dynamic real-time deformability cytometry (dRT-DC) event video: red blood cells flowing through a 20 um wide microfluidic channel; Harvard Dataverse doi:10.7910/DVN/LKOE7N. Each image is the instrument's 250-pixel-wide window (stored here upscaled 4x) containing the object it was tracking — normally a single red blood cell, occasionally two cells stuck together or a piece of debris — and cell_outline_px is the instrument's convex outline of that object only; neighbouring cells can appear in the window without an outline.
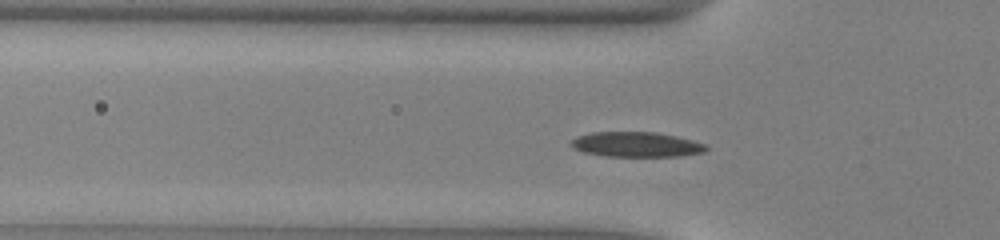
{"species": "common noctule bat (a hibernating species)", "species_latin": "Nyctalus noctula", "temperature_condition": "warm", "stored_images_in_passage": 46, "camera_frame_rate_fps": 3000, "um_per_image_px": 0.085, "animal": {"sex": "male", "body_mass_g": 13.0, "forearm_length_mm": 53.1}, "frame": {"image": 1, "passage_image": 10, "time_ms": 3.0, "image_size_px": [1000, 240], "cell_outline_px": [[708, 148], [704, 152], [680, 156], [604, 156], [584, 152], [572, 148], [572, 140], [576, 136], [592, 132], [656, 132], [676, 136], [692, 140], [704, 144]], "centroid_in_image_um": [54.07, 12.28], "position_along_channel_um": 71.7, "area_um2": 19.59}}
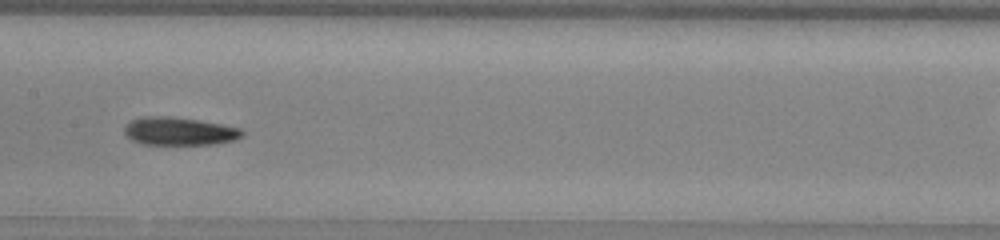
{"frame": {"image": 2, "passage_image": 19, "time_ms": 6.0, "image_size_px": [1000, 240], "cell_outline_px": [[244, 136], [236, 140], [216, 144], [144, 144], [132, 140], [124, 136], [124, 128], [132, 120], [144, 116], [168, 116], [200, 120], [240, 128], [244, 132]], "centroid_in_image_um": [15.26, 11.16], "position_along_channel_um": 192.1, "area_um2": 19.31}}
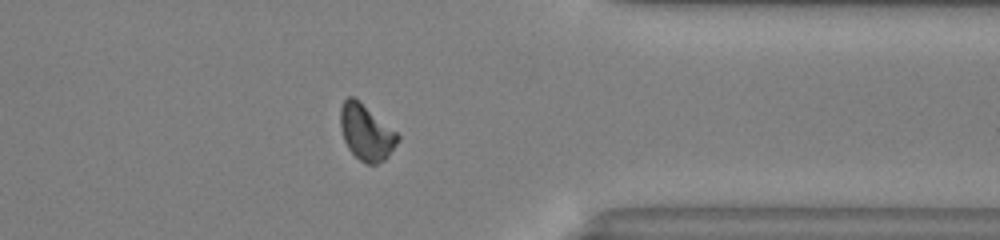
{"frame": {"image": 3, "passage_image": 34, "time_ms": 11.0, "image_size_px": [1000, 240], "cell_outline_px": [[400, 140], [388, 156], [384, 160], [376, 164], [368, 164], [360, 160], [348, 148], [344, 140], [340, 128], [340, 108], [344, 100], [348, 96], [352, 96], [396, 132], [400, 136]], "centroid_in_image_um": [31.11, 11.27], "position_along_channel_um": 380.3, "area_um2": 18.26}, "authors_computed_cell_mechanics": {"area_um2": 18.6694, "velocity_mm_per_s": 4.0079, "shape_relaxation_time_tau1_ms": 5.5874, "shape_relaxation_time_tau2_ms": null, "deformation_change_tau1": 0.1449, "deformation_change_tau2": null}}